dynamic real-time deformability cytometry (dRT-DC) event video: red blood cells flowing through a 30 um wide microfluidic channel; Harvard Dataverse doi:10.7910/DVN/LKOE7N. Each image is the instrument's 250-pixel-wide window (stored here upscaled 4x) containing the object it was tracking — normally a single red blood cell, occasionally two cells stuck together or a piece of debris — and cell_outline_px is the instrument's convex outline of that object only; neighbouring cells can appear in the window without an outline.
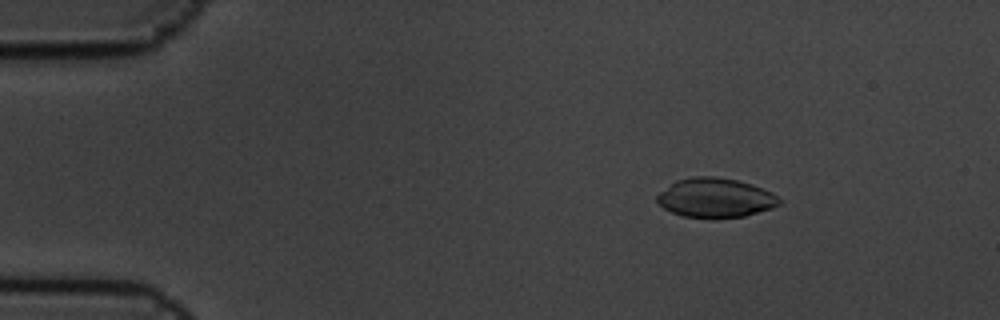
{"species": "common noctule bat (a hibernating species)", "species_latin": "Nyctalus noctula", "temperature_condition": "cold", "stored_images_in_passage": 7, "camera_frame_rate_fps": 3000, "um_per_image_px": 0.085, "animal": {"sex": "male", "body_mass_g": 19.5, "forearm_length_mm": 54.6}, "frame": {"image": 1, "passage_image": 3, "time_ms": 0.667, "image_size_px": [1000, 320], "cell_outline_px": [[780, 204], [772, 208], [744, 216], [712, 220], [708, 220], [684, 216], [672, 212], [664, 208], [656, 200], [656, 196], [660, 192], [676, 180], [696, 176], [716, 176], [736, 180], [752, 184], [772, 192], [780, 200]], "centroid_in_image_um": [60.8, 16.84], "position_along_channel_um": 24.2, "area_um2": 28.32}}
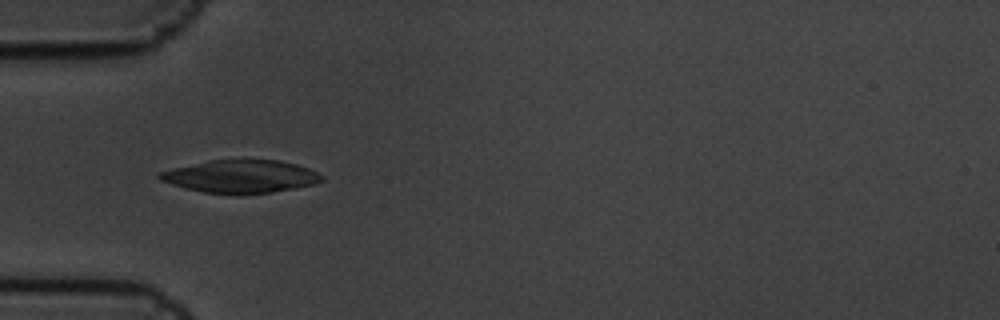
{"frame": {"image": 2, "passage_image": 6, "time_ms": 1.667, "image_size_px": [1000, 320], "cell_outline_px": [[324, 180], [316, 184], [272, 192], [240, 196], [204, 192], [172, 184], [160, 180], [156, 176], [156, 172], [172, 168], [212, 160], [280, 160], [296, 164], [308, 168], [324, 176]], "centroid_in_image_um": [20.47, 15.01], "position_along_channel_um": 64.5, "area_um2": 31.33}}
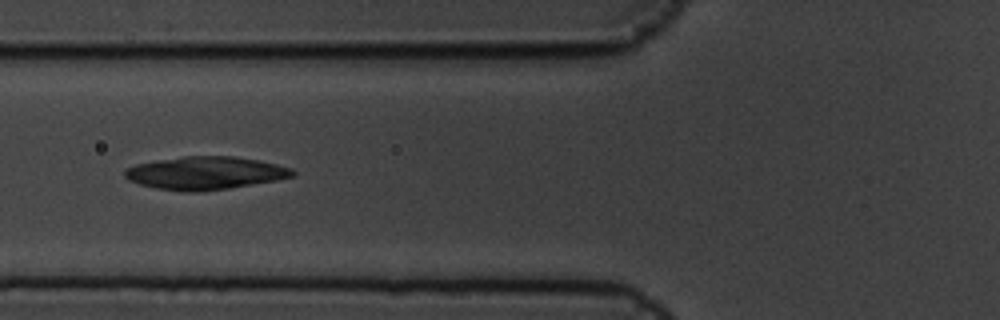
{"frame": {"image": 3, "passage_image": 7, "time_ms": 2.0, "image_size_px": [1000, 320], "cell_outline_px": [[296, 176], [276, 180], [228, 188], [200, 192], [180, 192], [156, 188], [140, 184], [128, 180], [124, 176], [124, 168], [136, 164], [184, 156], [232, 156], [256, 160], [276, 164], [292, 168], [296, 172]], "centroid_in_image_um": [17.43, 14.72], "position_along_channel_um": 108.4, "area_um2": 32.19}}